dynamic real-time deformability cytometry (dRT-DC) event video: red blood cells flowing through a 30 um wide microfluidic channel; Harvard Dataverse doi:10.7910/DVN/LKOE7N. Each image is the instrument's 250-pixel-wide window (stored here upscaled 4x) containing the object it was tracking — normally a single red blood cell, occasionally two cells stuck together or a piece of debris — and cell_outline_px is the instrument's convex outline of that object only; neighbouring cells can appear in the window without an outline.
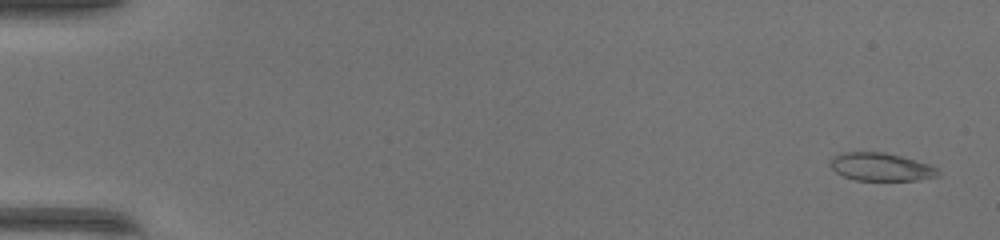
{"species": "common noctule bat (a hibernating species)", "species_latin": "Nyctalus noctula", "temperature_condition": "warm", "stored_images_in_passage": 50, "camera_frame_rate_fps": 3000, "um_per_image_px": 0.085, "animal": {"sex": "female", "body_mass_g": 17.0, "forearm_length_mm": 48.0}, "frame": {"image": 1, "passage_image": 2, "time_ms": 0.333, "image_size_px": [1000, 240], "cell_outline_px": [[940, 176], [916, 180], [856, 180], [844, 176], [836, 172], [828, 164], [828, 160], [832, 156], [844, 152], [884, 152], [900, 156], [928, 164], [936, 168], [940, 172]], "centroid_in_image_um": [74.84, 14.18], "position_along_channel_um": 10.2, "area_um2": 17.57}}
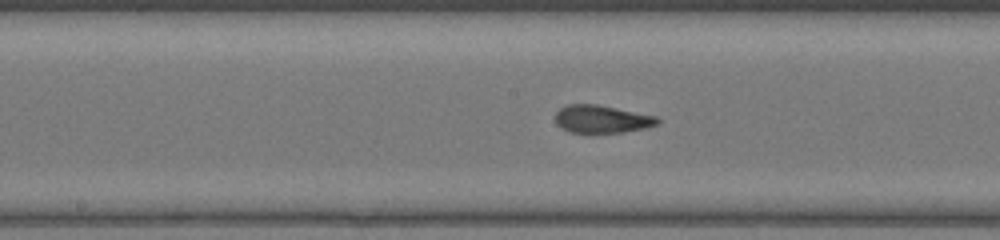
{"frame": {"image": 2, "passage_image": 27, "time_ms": 8.667, "image_size_px": [1000, 240], "cell_outline_px": [[660, 124], [644, 128], [624, 132], [568, 132], [560, 128], [556, 124], [556, 112], [560, 108], [568, 104], [596, 104], [656, 116], [660, 120]], "centroid_in_image_um": [51.14, 10.12], "position_along_channel_um": 197.1, "area_um2": 16.47}}
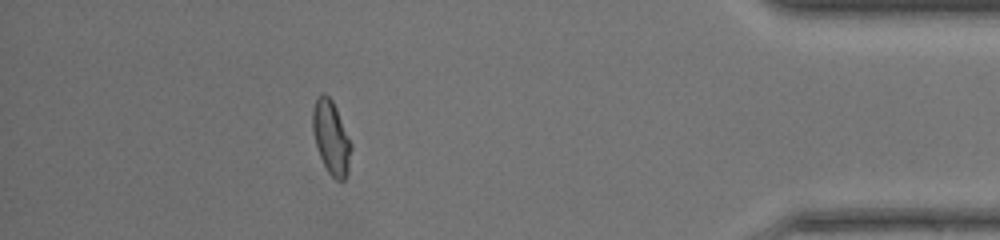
{"frame": {"image": 3, "passage_image": 45, "time_ms": 14.667, "image_size_px": [1000, 240], "cell_outline_px": [[352, 148], [348, 172], [344, 180], [336, 180], [328, 172], [320, 156], [316, 144], [312, 128], [312, 108], [316, 96], [320, 92], [324, 92], [332, 100], [336, 108], [352, 144]], "centroid_in_image_um": [28.14, 11.65], "position_along_channel_um": 407.1, "area_um2": 16.59}, "authors_computed_cell_mechanics": {"area_um2": 17.2244, "velocity_mm_per_s": 4.2434, "shape_relaxation_time_tau1_ms": null, "shape_relaxation_time_tau2_ms": 1.0207, "deformation_change_tau1": null, "deformation_change_tau2": 0.0695}}